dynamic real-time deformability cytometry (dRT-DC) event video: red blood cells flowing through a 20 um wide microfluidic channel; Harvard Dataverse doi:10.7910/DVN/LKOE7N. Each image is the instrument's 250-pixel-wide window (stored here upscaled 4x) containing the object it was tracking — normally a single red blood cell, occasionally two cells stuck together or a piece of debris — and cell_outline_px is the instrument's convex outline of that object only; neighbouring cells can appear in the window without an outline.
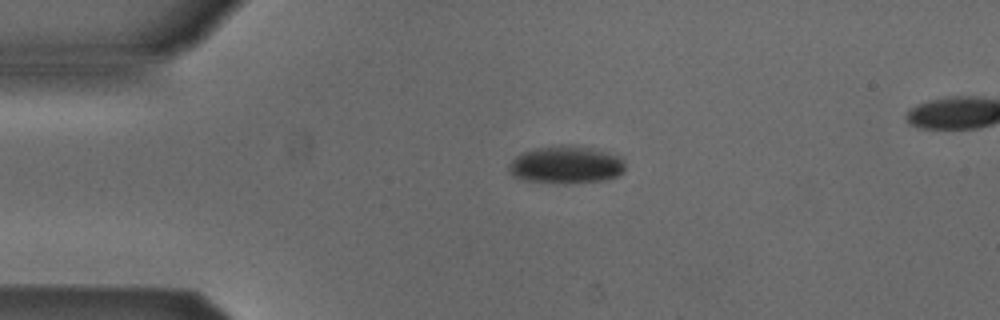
{"species": "Egyptian fruit bat (a non-hibernating species)", "species_latin": "Rousettus aegyptiacus", "temperature_condition": "cold", "stored_images_in_passage": 42, "camera_frame_rate_fps": 3000, "um_per_image_px": 0.085, "animal": {"sex": "male"}, "frame": {"image": 1, "passage_image": 1, "time_ms": 0.0, "image_size_px": [1000, 320], "cell_outline_px": [[624, 172], [616, 176], [604, 180], [564, 184], [524, 180], [512, 176], [508, 172], [508, 164], [516, 156], [532, 148], [592, 148], [624, 156]], "centroid_in_image_um": [48.12, 14.05], "position_along_channel_um": 36.9, "area_um2": 25.03}}
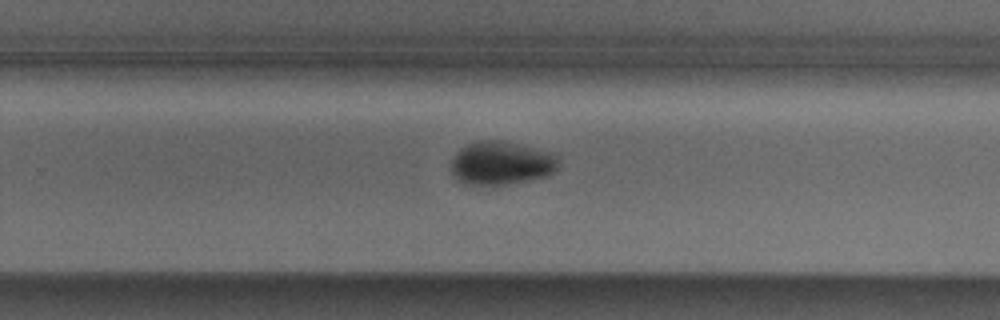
{"frame": {"image": 2, "passage_image": 23, "time_ms": 7.333, "image_size_px": [1000, 320], "cell_outline_px": [[560, 168], [548, 176], [528, 180], [504, 184], [464, 184], [452, 176], [452, 160], [456, 152], [460, 148], [468, 144], [480, 140], [500, 140], [552, 152], [556, 156], [560, 164]], "centroid_in_image_um": [42.63, 13.86], "position_along_channel_um": 287.2, "area_um2": 27.22}}
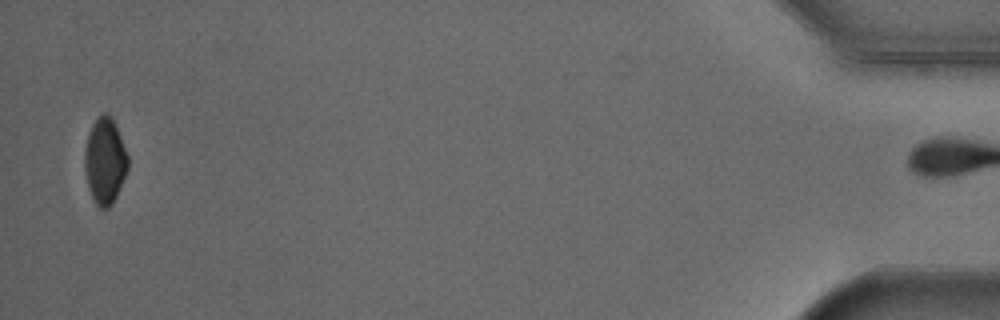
{"frame": {"image": 3, "passage_image": 41, "time_ms": 13.333, "image_size_px": [1000, 320], "cell_outline_px": [[128, 168], [116, 196], [112, 204], [108, 208], [100, 208], [96, 204], [92, 196], [88, 184], [84, 164], [84, 152], [88, 136], [92, 124], [96, 116], [104, 112], [108, 112], [120, 136], [128, 156]], "centroid_in_image_um": [8.91, 13.66], "position_along_channel_um": 426.3, "area_um2": 21.39}, "authors_computed_cell_mechanics": {"area_um2": 25.8077, "velocity_mm_per_s": 3.8768, "shape_relaxation_time_tau1_ms": 3.1474, "shape_relaxation_time_tau2_ms": null, "deformation_change_tau1": 0.0475, "deformation_change_tau2": null}}